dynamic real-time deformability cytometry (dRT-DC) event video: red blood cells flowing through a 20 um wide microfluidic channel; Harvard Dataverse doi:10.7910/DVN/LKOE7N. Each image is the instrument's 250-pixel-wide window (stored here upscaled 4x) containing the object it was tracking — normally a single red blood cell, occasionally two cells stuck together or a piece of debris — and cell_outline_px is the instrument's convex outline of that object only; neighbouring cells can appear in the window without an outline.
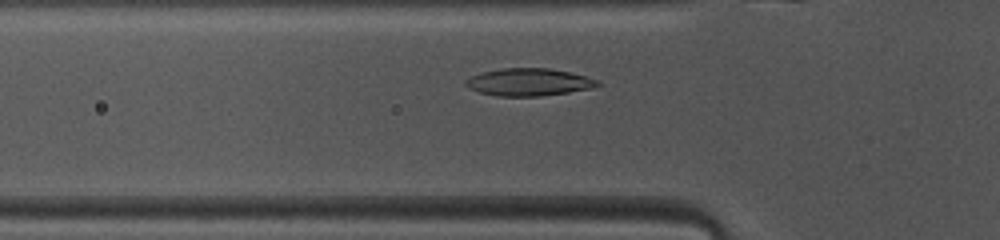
{"species": "common noctule bat (a hibernating species)", "species_latin": "Nyctalus noctula", "temperature_condition": "warm", "stored_images_in_passage": 28, "camera_frame_rate_fps": 3000, "um_per_image_px": 0.085, "animal": {"sex": "female", "body_mass_g": 10.0, "forearm_length_mm": 53.1}, "frame": {"image": 1, "passage_image": 3, "time_ms": 0.667, "image_size_px": [1000, 240], "cell_outline_px": [[600, 84], [592, 88], [568, 92], [540, 96], [500, 96], [480, 92], [468, 88], [464, 84], [464, 80], [472, 76], [484, 72], [500, 68], [548, 68], [568, 72], [600, 80]], "centroid_in_image_um": [44.93, 6.98], "position_along_channel_um": 80.9, "area_um2": 20.92}}
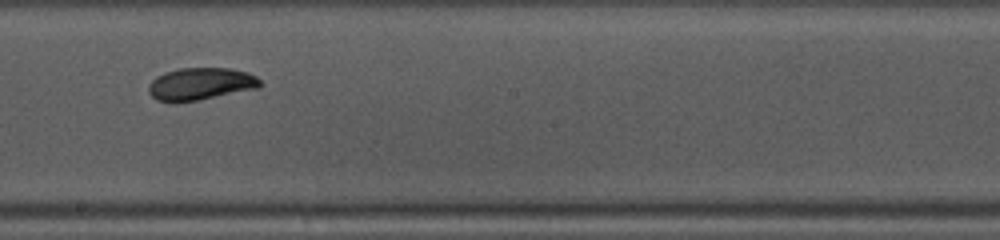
{"frame": {"image": 2, "passage_image": 14, "time_ms": 4.333, "image_size_px": [1000, 240], "cell_outline_px": [[260, 88], [196, 100], [156, 100], [148, 92], [148, 84], [156, 76], [164, 72], [180, 68], [228, 68], [248, 72], [256, 76], [260, 80]], "centroid_in_image_um": [17.06, 7.1], "position_along_channel_um": 231.1, "area_um2": 20.69}}
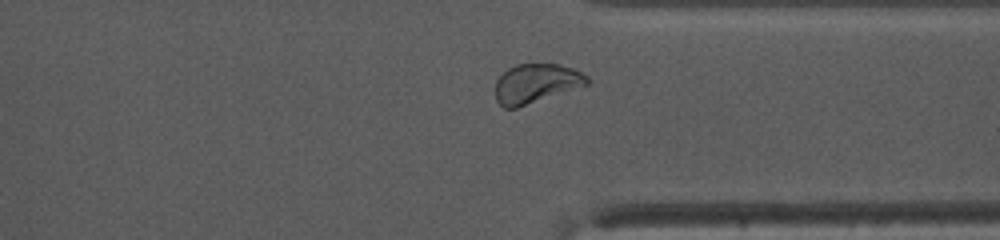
{"frame": {"image": 3, "passage_image": 24, "time_ms": 7.667, "image_size_px": [1000, 240], "cell_outline_px": [[588, 84], [516, 108], [504, 108], [496, 100], [496, 80], [508, 68], [516, 64], [560, 64], [572, 68], [588, 76]], "centroid_in_image_um": [45.54, 7.08], "position_along_channel_um": 365.9, "area_um2": 20.69}, "authors_computed_cell_mechanics": {"area_um2": 20.519, "velocity_mm_per_s": 4.0831, "shape_relaxation_time_tau1_ms": 5.1335, "shape_relaxation_time_tau2_ms": 5.9769, "deformation_change_tau1": 0.1438, "deformation_change_tau2": 0.0744}}